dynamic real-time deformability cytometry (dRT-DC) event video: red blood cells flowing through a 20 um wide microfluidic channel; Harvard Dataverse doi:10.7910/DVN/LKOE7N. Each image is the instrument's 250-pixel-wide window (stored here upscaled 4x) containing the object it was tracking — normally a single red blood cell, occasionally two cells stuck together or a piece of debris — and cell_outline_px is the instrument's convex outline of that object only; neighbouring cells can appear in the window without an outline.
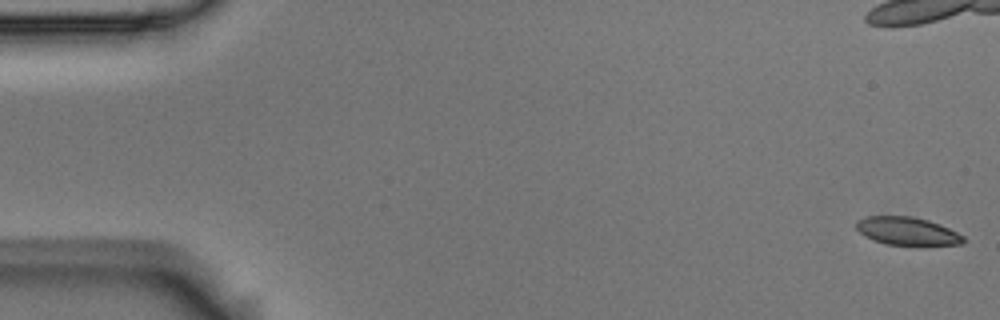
{"species": "Egyptian fruit bat (a non-hibernating species)", "species_latin": "Rousettus aegyptiacus", "temperature_condition": "room temperature", "stored_images_in_passage": 6, "camera_frame_rate_fps": 3000, "um_per_image_px": 0.085, "animal": {"sex": "male"}, "frame": {"image": 1, "passage_image": 1, "time_ms": 0.0, "image_size_px": [1000, 320], "cell_outline_px": [[964, 244], [888, 244], [872, 240], [864, 236], [856, 228], [856, 220], [868, 216], [912, 216], [928, 220], [940, 224], [964, 236]], "centroid_in_image_um": [77.07, 19.62], "position_along_channel_um": 7.9, "area_um2": 17.22}}
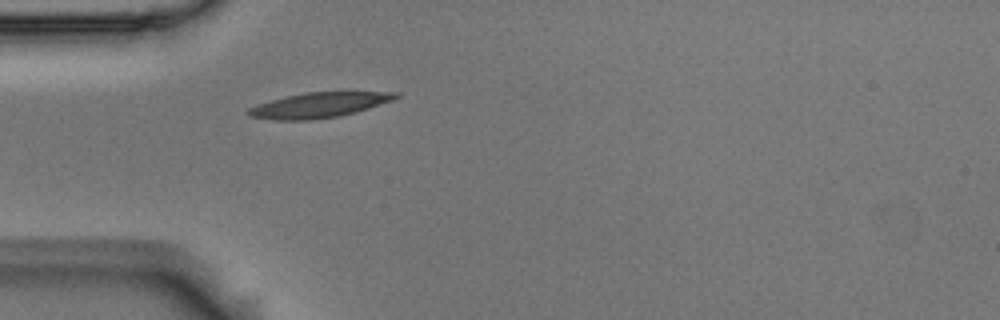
{"frame": {"image": 2, "passage_image": 6, "time_ms": 1.667, "image_size_px": [1000, 320], "cell_outline_px": [[400, 96], [396, 100], [356, 112], [336, 116], [312, 120], [272, 120], [248, 116], [244, 112], [248, 108], [272, 100], [288, 96], [308, 92], [400, 92]], "centroid_in_image_um": [27.14, 8.94], "position_along_channel_um": 57.9, "area_um2": 21.56}}